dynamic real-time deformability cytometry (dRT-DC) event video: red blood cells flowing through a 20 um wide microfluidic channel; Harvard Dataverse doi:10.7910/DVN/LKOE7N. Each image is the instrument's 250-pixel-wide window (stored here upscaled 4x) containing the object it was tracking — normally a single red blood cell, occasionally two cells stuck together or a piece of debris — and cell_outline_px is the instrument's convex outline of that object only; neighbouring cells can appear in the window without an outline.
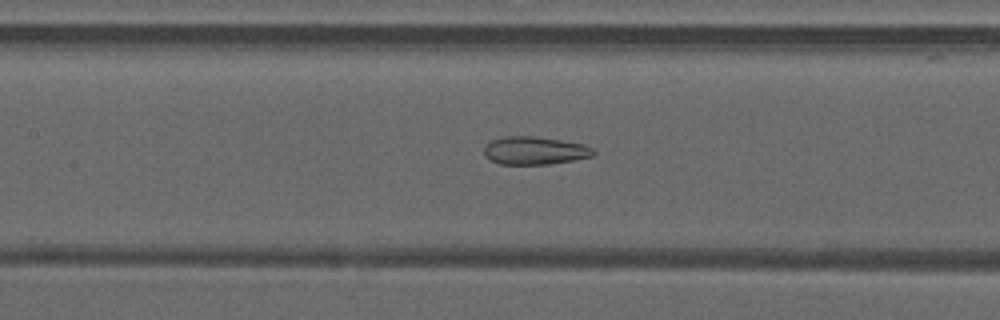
{"species": "common noctule bat (a hibernating species)", "species_latin": "Nyctalus noctula", "temperature_condition": "warm", "stored_images_in_passage": 39, "camera_frame_rate_fps": 3000, "um_per_image_px": 0.085, "animal": {"sex": "male", "forearm_length_mm": 52.5}, "frame": {"image": 1, "passage_image": 16, "time_ms": 5.0, "image_size_px": [1000, 320], "cell_outline_px": [[596, 152], [592, 156], [572, 160], [548, 164], [500, 164], [484, 156], [484, 144], [492, 140], [504, 136], [536, 136], [584, 144], [592, 148]], "centroid_in_image_um": [45.42, 12.79], "position_along_channel_um": 162.0, "area_um2": 17.8}}
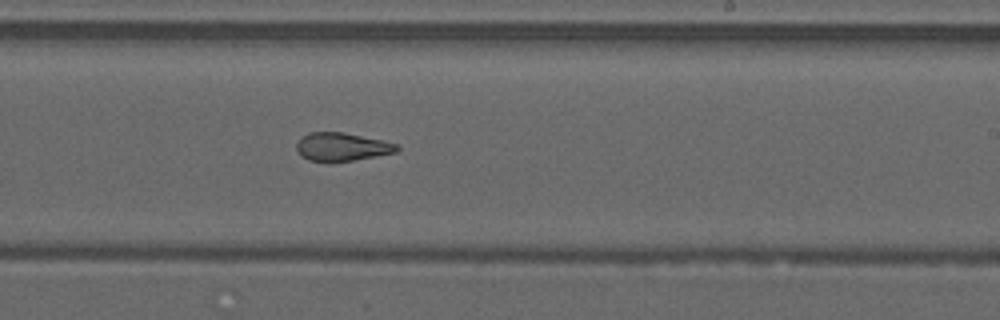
{"frame": {"image": 2, "passage_image": 23, "time_ms": 7.333, "image_size_px": [1000, 320], "cell_outline_px": [[400, 148], [396, 152], [376, 156], [352, 160], [308, 160], [300, 156], [296, 148], [296, 144], [300, 136], [308, 132], [344, 132], [384, 140], [400, 144]], "centroid_in_image_um": [29.07, 12.45], "position_along_channel_um": 259.9, "area_um2": 16.53}}
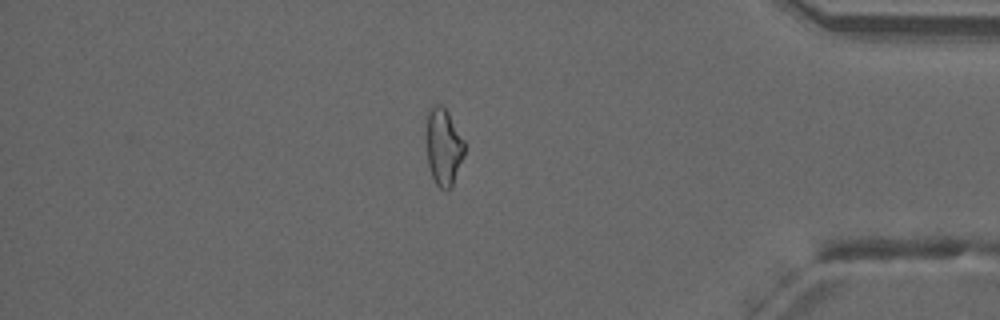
{"frame": {"image": 3, "passage_image": 35, "time_ms": 11.333, "image_size_px": [1000, 320], "cell_outline_px": [[464, 156], [452, 184], [448, 188], [440, 188], [436, 184], [432, 176], [428, 164], [428, 112], [436, 104], [440, 104], [448, 112], [464, 140]], "centroid_in_image_um": [37.73, 12.48], "position_along_channel_um": 397.5, "area_um2": 16.42}, "authors_computed_cell_mechanics": {"area_um2": 17.8024, "velocity_mm_per_s": 4.2243, "shape_relaxation_time_tau1_ms": null, "shape_relaxation_time_tau2_ms": 2.0581, "deformation_change_tau1": null, "deformation_change_tau2": 0.095}}